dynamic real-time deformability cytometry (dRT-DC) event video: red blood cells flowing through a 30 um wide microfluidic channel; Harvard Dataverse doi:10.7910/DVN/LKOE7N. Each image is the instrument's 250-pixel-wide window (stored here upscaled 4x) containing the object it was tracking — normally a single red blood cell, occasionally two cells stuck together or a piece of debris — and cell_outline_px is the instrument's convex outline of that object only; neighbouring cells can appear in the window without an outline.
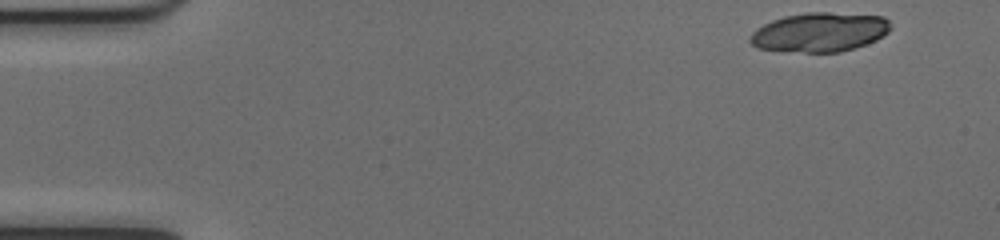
{"species": "common noctule bat (a hibernating species)", "species_latin": "Nyctalus noctula", "temperature_condition": "cold", "stored_images_in_passage": 16, "camera_frame_rate_fps": 3000, "um_per_image_px": 0.085, "animal": {"sex": "female", "body_mass_g": 17.0, "forearm_length_mm": 48.0}, "frame": {"image": 1, "passage_image": 1, "time_ms": 0.0, "image_size_px": [1000, 240], "cell_outline_px": [[892, 28], [888, 32], [876, 40], [856, 48], [840, 52], [804, 52], [756, 48], [748, 40], [752, 32], [756, 28], [772, 20], [784, 16], [808, 12], [828, 12], [884, 16], [888, 20]], "centroid_in_image_um": [69.68, 2.73], "position_along_channel_um": 15.3, "area_um2": 32.25}}